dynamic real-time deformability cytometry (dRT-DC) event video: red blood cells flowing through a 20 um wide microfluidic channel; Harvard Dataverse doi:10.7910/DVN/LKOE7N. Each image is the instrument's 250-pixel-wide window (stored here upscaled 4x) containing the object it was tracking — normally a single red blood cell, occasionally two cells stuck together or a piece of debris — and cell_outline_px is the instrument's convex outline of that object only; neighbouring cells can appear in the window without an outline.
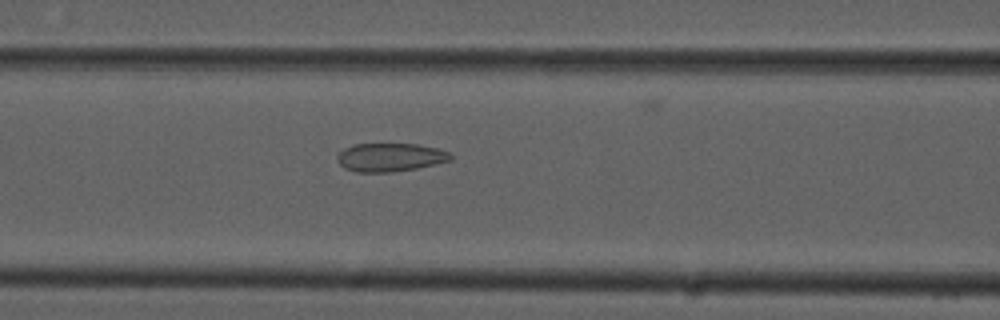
{"species": "common noctule bat (a hibernating species)", "species_latin": "Nyctalus noctula", "temperature_condition": "cold", "stored_images_in_passage": 40, "camera_frame_rate_fps": 3000, "um_per_image_px": 0.085, "animal": {"sex": "male", "forearm_length_mm": 52.5}, "frame": {"image": 1, "passage_image": 8, "time_ms": 2.333, "image_size_px": [1000, 320], "cell_outline_px": [[452, 160], [436, 164], [416, 168], [392, 172], [356, 172], [344, 168], [336, 160], [336, 156], [344, 148], [356, 144], [420, 144], [436, 148], [448, 152], [452, 156]], "centroid_in_image_um": [33.15, 13.37], "position_along_channel_um": 133.5, "area_um2": 18.79}}
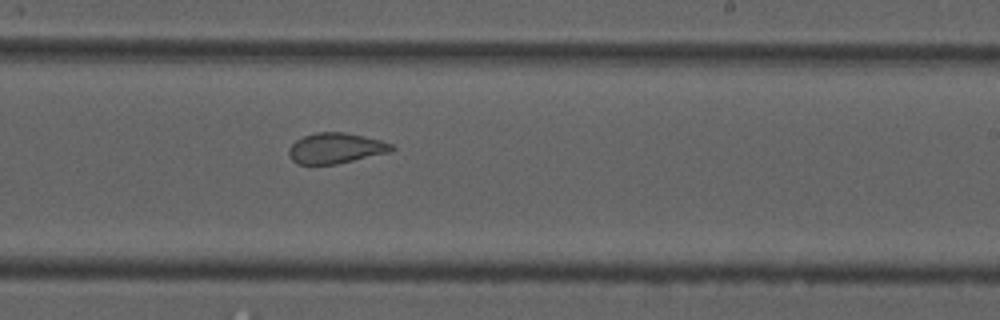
{"frame": {"image": 2, "passage_image": 18, "time_ms": 5.667, "image_size_px": [1000, 320], "cell_outline_px": [[396, 148], [392, 152], [336, 164], [296, 164], [288, 156], [288, 148], [296, 140], [304, 136], [316, 132], [344, 132], [380, 140], [392, 144]], "centroid_in_image_um": [28.53, 12.6], "position_along_channel_um": 260.5, "area_um2": 18.38}}
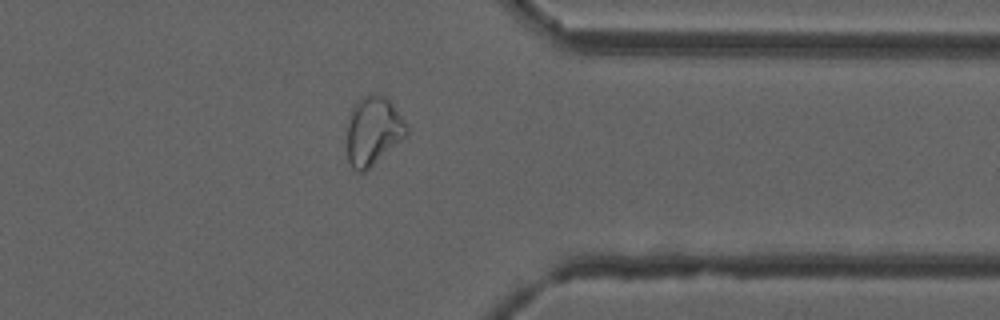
{"frame": {"image": 3, "passage_image": 28, "time_ms": 9.0, "image_size_px": [1000, 320], "cell_outline_px": [[408, 136], [364, 172], [356, 172], [352, 168], [348, 160], [348, 120], [352, 104], [364, 96], [376, 92], [388, 96], [408, 124]], "centroid_in_image_um": [31.76, 11.08], "position_along_channel_um": 379.6, "area_um2": 24.45}}